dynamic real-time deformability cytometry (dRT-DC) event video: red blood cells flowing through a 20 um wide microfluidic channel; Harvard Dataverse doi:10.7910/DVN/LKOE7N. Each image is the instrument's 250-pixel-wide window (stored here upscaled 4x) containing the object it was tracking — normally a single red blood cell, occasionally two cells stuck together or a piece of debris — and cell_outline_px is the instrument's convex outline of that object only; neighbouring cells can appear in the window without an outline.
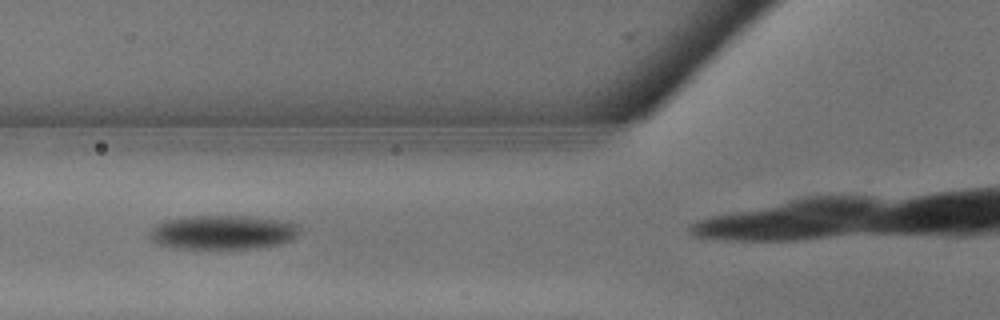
{"species": "common noctule bat (a hibernating species)", "species_latin": "Nyctalus noctula", "temperature_condition": "warm", "stored_images_in_passage": 11, "camera_frame_rate_fps": 3000, "um_per_image_px": 0.085, "animal": {"sex": "male", "body_mass_g": 13.3}, "frame": {"image": 1, "passage_image": 7, "time_ms": 2.0, "image_size_px": [1000, 320], "cell_outline_px": [[300, 232], [292, 240], [280, 244], [256, 248], [172, 248], [156, 244], [148, 236], [148, 232], [156, 224], [168, 220], [184, 216], [244, 216], [280, 220], [300, 224]], "centroid_in_image_um": [18.93, 19.74], "position_along_channel_um": 106.9, "area_um2": 30.06}}
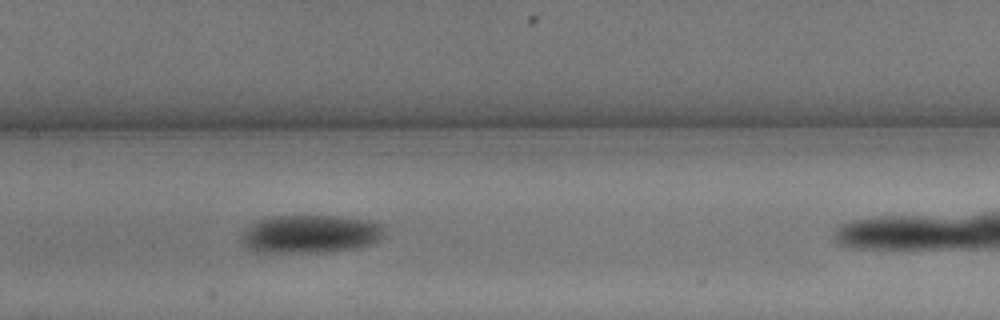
{"frame": {"image": 2, "passage_image": 10, "time_ms": 3.0, "image_size_px": [1000, 320], "cell_outline_px": [[384, 232], [372, 244], [356, 248], [324, 252], [256, 252], [248, 248], [244, 244], [244, 232], [252, 224], [260, 220], [276, 216], [340, 216], [368, 220], [384, 224]], "centroid_in_image_um": [26.44, 19.89], "position_along_channel_um": 181.0, "area_um2": 31.39}}